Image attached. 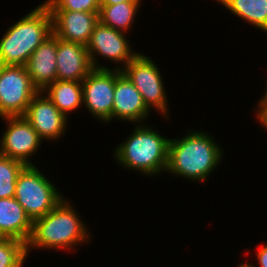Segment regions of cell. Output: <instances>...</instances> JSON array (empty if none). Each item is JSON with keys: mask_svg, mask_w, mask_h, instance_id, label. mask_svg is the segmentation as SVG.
I'll return each instance as SVG.
<instances>
[{"mask_svg": "<svg viewBox=\"0 0 267 267\" xmlns=\"http://www.w3.org/2000/svg\"><path fill=\"white\" fill-rule=\"evenodd\" d=\"M210 133L188 131L181 138L170 139L166 173L188 181L205 182L221 163L223 149Z\"/></svg>", "mask_w": 267, "mask_h": 267, "instance_id": "obj_1", "label": "cell"}, {"mask_svg": "<svg viewBox=\"0 0 267 267\" xmlns=\"http://www.w3.org/2000/svg\"><path fill=\"white\" fill-rule=\"evenodd\" d=\"M260 248H258L257 252H256V260H257V264L254 265L253 263H251V265L253 267H257V265H259V267H267V244L266 245H262L259 246Z\"/></svg>", "mask_w": 267, "mask_h": 267, "instance_id": "obj_24", "label": "cell"}, {"mask_svg": "<svg viewBox=\"0 0 267 267\" xmlns=\"http://www.w3.org/2000/svg\"><path fill=\"white\" fill-rule=\"evenodd\" d=\"M42 92L65 117L83 104V87L81 82L55 80Z\"/></svg>", "mask_w": 267, "mask_h": 267, "instance_id": "obj_17", "label": "cell"}, {"mask_svg": "<svg viewBox=\"0 0 267 267\" xmlns=\"http://www.w3.org/2000/svg\"><path fill=\"white\" fill-rule=\"evenodd\" d=\"M33 221L23 207L13 198H0V234L27 244Z\"/></svg>", "mask_w": 267, "mask_h": 267, "instance_id": "obj_16", "label": "cell"}, {"mask_svg": "<svg viewBox=\"0 0 267 267\" xmlns=\"http://www.w3.org/2000/svg\"><path fill=\"white\" fill-rule=\"evenodd\" d=\"M150 112L151 110L145 105L142 95L133 83L121 73L115 82L112 122L113 119H116L132 124H142L151 115Z\"/></svg>", "mask_w": 267, "mask_h": 267, "instance_id": "obj_13", "label": "cell"}, {"mask_svg": "<svg viewBox=\"0 0 267 267\" xmlns=\"http://www.w3.org/2000/svg\"><path fill=\"white\" fill-rule=\"evenodd\" d=\"M140 6L141 2H123L115 5H100L98 19L104 25L127 33L132 29Z\"/></svg>", "mask_w": 267, "mask_h": 267, "instance_id": "obj_19", "label": "cell"}, {"mask_svg": "<svg viewBox=\"0 0 267 267\" xmlns=\"http://www.w3.org/2000/svg\"><path fill=\"white\" fill-rule=\"evenodd\" d=\"M237 267H253V266L250 263H247V261H246V263H241V264L237 265Z\"/></svg>", "mask_w": 267, "mask_h": 267, "instance_id": "obj_26", "label": "cell"}, {"mask_svg": "<svg viewBox=\"0 0 267 267\" xmlns=\"http://www.w3.org/2000/svg\"><path fill=\"white\" fill-rule=\"evenodd\" d=\"M120 69H93L83 80V105L100 122L112 121L116 78Z\"/></svg>", "mask_w": 267, "mask_h": 267, "instance_id": "obj_9", "label": "cell"}, {"mask_svg": "<svg viewBox=\"0 0 267 267\" xmlns=\"http://www.w3.org/2000/svg\"><path fill=\"white\" fill-rule=\"evenodd\" d=\"M26 258L25 243L5 237L0 240V267H23Z\"/></svg>", "mask_w": 267, "mask_h": 267, "instance_id": "obj_21", "label": "cell"}, {"mask_svg": "<svg viewBox=\"0 0 267 267\" xmlns=\"http://www.w3.org/2000/svg\"><path fill=\"white\" fill-rule=\"evenodd\" d=\"M52 16L53 34L62 40L87 46L99 12L49 10Z\"/></svg>", "mask_w": 267, "mask_h": 267, "instance_id": "obj_12", "label": "cell"}, {"mask_svg": "<svg viewBox=\"0 0 267 267\" xmlns=\"http://www.w3.org/2000/svg\"><path fill=\"white\" fill-rule=\"evenodd\" d=\"M264 90L265 94L262 95L263 97L257 102L258 105L257 108H255V115L257 114L256 119L259 121L261 127L267 130V86Z\"/></svg>", "mask_w": 267, "mask_h": 267, "instance_id": "obj_23", "label": "cell"}, {"mask_svg": "<svg viewBox=\"0 0 267 267\" xmlns=\"http://www.w3.org/2000/svg\"><path fill=\"white\" fill-rule=\"evenodd\" d=\"M26 165L0 154V198H13L18 176Z\"/></svg>", "mask_w": 267, "mask_h": 267, "instance_id": "obj_20", "label": "cell"}, {"mask_svg": "<svg viewBox=\"0 0 267 267\" xmlns=\"http://www.w3.org/2000/svg\"><path fill=\"white\" fill-rule=\"evenodd\" d=\"M49 10L99 12L100 0H45Z\"/></svg>", "mask_w": 267, "mask_h": 267, "instance_id": "obj_22", "label": "cell"}, {"mask_svg": "<svg viewBox=\"0 0 267 267\" xmlns=\"http://www.w3.org/2000/svg\"><path fill=\"white\" fill-rule=\"evenodd\" d=\"M134 126L128 138L123 139L115 148L113 154L116 162L121 167L139 171L146 177L165 173L170 139L161 136L151 125L142 123Z\"/></svg>", "mask_w": 267, "mask_h": 267, "instance_id": "obj_3", "label": "cell"}, {"mask_svg": "<svg viewBox=\"0 0 267 267\" xmlns=\"http://www.w3.org/2000/svg\"><path fill=\"white\" fill-rule=\"evenodd\" d=\"M61 194L36 165H26L18 176L14 198L34 221L53 210L64 198Z\"/></svg>", "mask_w": 267, "mask_h": 267, "instance_id": "obj_5", "label": "cell"}, {"mask_svg": "<svg viewBox=\"0 0 267 267\" xmlns=\"http://www.w3.org/2000/svg\"><path fill=\"white\" fill-rule=\"evenodd\" d=\"M57 37L52 34L31 54L25 68L38 91L57 80Z\"/></svg>", "mask_w": 267, "mask_h": 267, "instance_id": "obj_15", "label": "cell"}, {"mask_svg": "<svg viewBox=\"0 0 267 267\" xmlns=\"http://www.w3.org/2000/svg\"><path fill=\"white\" fill-rule=\"evenodd\" d=\"M71 203L63 198L53 210L33 221L32 233L26 244L27 257L32 249H67L72 252L79 244L91 241L88 226Z\"/></svg>", "mask_w": 267, "mask_h": 267, "instance_id": "obj_2", "label": "cell"}, {"mask_svg": "<svg viewBox=\"0 0 267 267\" xmlns=\"http://www.w3.org/2000/svg\"><path fill=\"white\" fill-rule=\"evenodd\" d=\"M23 116L39 137L49 142L57 141L64 135L69 120L42 91L33 97Z\"/></svg>", "mask_w": 267, "mask_h": 267, "instance_id": "obj_11", "label": "cell"}, {"mask_svg": "<svg viewBox=\"0 0 267 267\" xmlns=\"http://www.w3.org/2000/svg\"><path fill=\"white\" fill-rule=\"evenodd\" d=\"M0 38V65L25 66L35 49L53 34L44 2L7 28Z\"/></svg>", "mask_w": 267, "mask_h": 267, "instance_id": "obj_4", "label": "cell"}, {"mask_svg": "<svg viewBox=\"0 0 267 267\" xmlns=\"http://www.w3.org/2000/svg\"><path fill=\"white\" fill-rule=\"evenodd\" d=\"M57 80H82L94 69L86 46L57 38Z\"/></svg>", "mask_w": 267, "mask_h": 267, "instance_id": "obj_14", "label": "cell"}, {"mask_svg": "<svg viewBox=\"0 0 267 267\" xmlns=\"http://www.w3.org/2000/svg\"><path fill=\"white\" fill-rule=\"evenodd\" d=\"M127 35L119 30H115L100 21L94 26L90 41L86 46L92 67L95 69H109L98 64V59L105 58L111 63H119L121 66H114V69L122 70L138 53L132 49ZM131 47V48H130ZM99 55V56H98ZM98 56V57H97Z\"/></svg>", "mask_w": 267, "mask_h": 267, "instance_id": "obj_8", "label": "cell"}, {"mask_svg": "<svg viewBox=\"0 0 267 267\" xmlns=\"http://www.w3.org/2000/svg\"><path fill=\"white\" fill-rule=\"evenodd\" d=\"M1 119L7 126L1 135L0 154L25 165H35L30 159L43 142L38 133L24 116H5Z\"/></svg>", "mask_w": 267, "mask_h": 267, "instance_id": "obj_10", "label": "cell"}, {"mask_svg": "<svg viewBox=\"0 0 267 267\" xmlns=\"http://www.w3.org/2000/svg\"><path fill=\"white\" fill-rule=\"evenodd\" d=\"M123 2H141V0H100V5H115Z\"/></svg>", "mask_w": 267, "mask_h": 267, "instance_id": "obj_25", "label": "cell"}, {"mask_svg": "<svg viewBox=\"0 0 267 267\" xmlns=\"http://www.w3.org/2000/svg\"><path fill=\"white\" fill-rule=\"evenodd\" d=\"M38 92L25 66L0 65V118L23 116Z\"/></svg>", "mask_w": 267, "mask_h": 267, "instance_id": "obj_7", "label": "cell"}, {"mask_svg": "<svg viewBox=\"0 0 267 267\" xmlns=\"http://www.w3.org/2000/svg\"><path fill=\"white\" fill-rule=\"evenodd\" d=\"M121 71L142 95L149 110L153 109L163 114L164 118H169L164 78L154 60L139 52Z\"/></svg>", "mask_w": 267, "mask_h": 267, "instance_id": "obj_6", "label": "cell"}, {"mask_svg": "<svg viewBox=\"0 0 267 267\" xmlns=\"http://www.w3.org/2000/svg\"><path fill=\"white\" fill-rule=\"evenodd\" d=\"M249 25L267 33V0H215Z\"/></svg>", "mask_w": 267, "mask_h": 267, "instance_id": "obj_18", "label": "cell"}]
</instances>
